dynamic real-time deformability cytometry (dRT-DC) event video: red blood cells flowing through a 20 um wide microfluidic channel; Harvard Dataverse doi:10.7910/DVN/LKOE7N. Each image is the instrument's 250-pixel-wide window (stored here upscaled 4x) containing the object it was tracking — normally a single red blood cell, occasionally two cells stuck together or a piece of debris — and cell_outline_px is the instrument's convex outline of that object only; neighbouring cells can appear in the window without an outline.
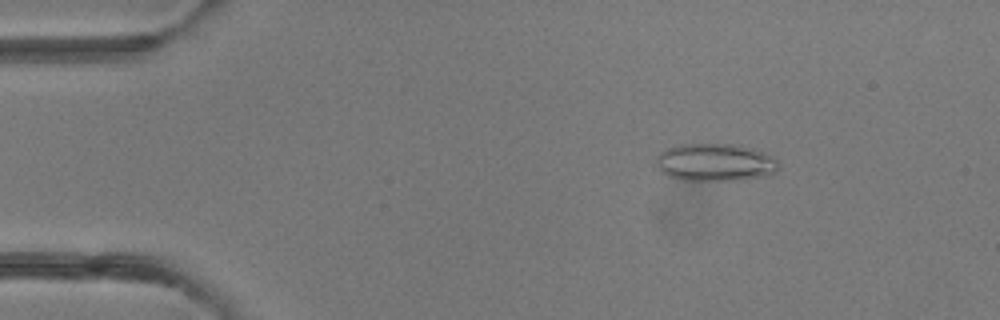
{"species": "common noctule bat (a hibernating species)", "species_latin": "Nyctalus noctula", "temperature_condition": "room temperature", "stored_images_in_passage": 49, "camera_frame_rate_fps": 3000, "um_per_image_px": 0.085, "animal": {"sex": "female"}, "frame": {"image": 1, "passage_image": 8, "time_ms": 2.333, "image_size_px": [1000, 320], "cell_outline_px": [[780, 168], [776, 172], [768, 176], [740, 180], [684, 180], [668, 176], [660, 172], [656, 164], [656, 156], [660, 152], [668, 148], [680, 144], [736, 144], [760, 152], [776, 160], [780, 164]], "centroid_in_image_um": [60.76, 13.82], "position_along_channel_um": 24.2, "area_um2": 26.88}}
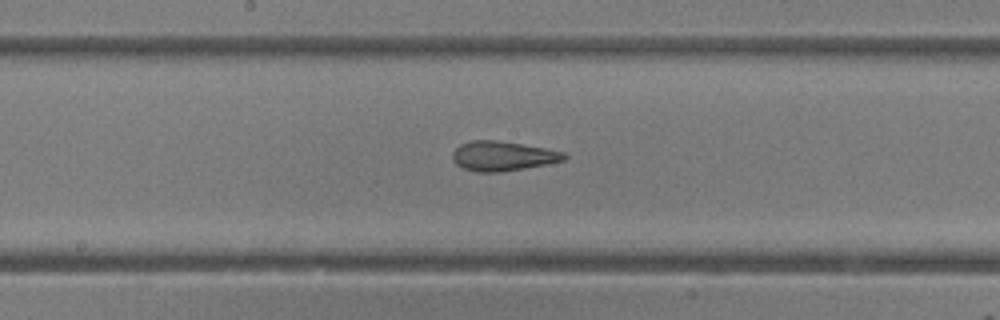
{"frame": {"image": 2, "passage_image": 26, "time_ms": 8.333, "image_size_px": [1000, 320], "cell_outline_px": [[568, 156], [564, 160], [524, 168], [500, 172], [476, 172], [464, 168], [456, 164], [452, 160], [452, 152], [460, 144], [472, 140], [496, 140], [544, 148], [564, 152]], "centroid_in_image_um": [42.69, 13.26], "position_along_channel_um": 205.5, "area_um2": 19.07}}
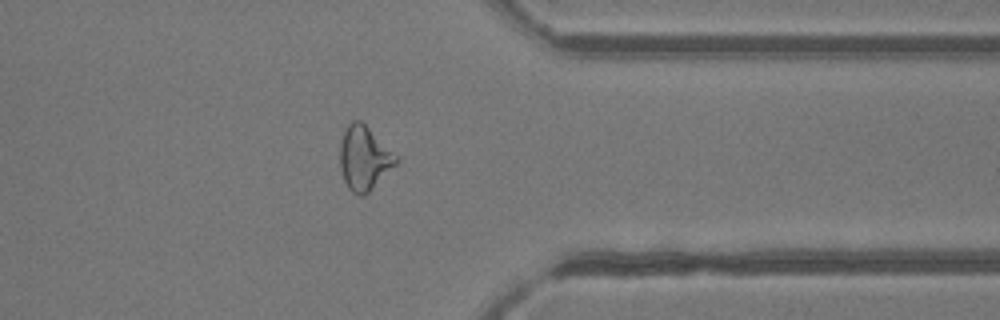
{"frame": {"image": 3, "passage_image": 39, "time_ms": 12.667, "image_size_px": [1000, 320], "cell_outline_px": [[400, 160], [364, 196], [356, 196], [348, 188], [344, 180], [340, 168], [340, 144], [344, 132], [348, 124], [352, 120], [360, 120], [400, 156]], "centroid_in_image_um": [30.97, 13.44], "position_along_channel_um": 380.4, "area_um2": 21.04}, "authors_computed_cell_mechanics": {"area_um2": 21.6172, "velocity_mm_per_s": 4.255, "shape_relaxation_time_tau1_ms": null, "shape_relaxation_time_tau2_ms": 1.8111, "deformation_change_tau1": null, "deformation_change_tau2": 0.1091}}